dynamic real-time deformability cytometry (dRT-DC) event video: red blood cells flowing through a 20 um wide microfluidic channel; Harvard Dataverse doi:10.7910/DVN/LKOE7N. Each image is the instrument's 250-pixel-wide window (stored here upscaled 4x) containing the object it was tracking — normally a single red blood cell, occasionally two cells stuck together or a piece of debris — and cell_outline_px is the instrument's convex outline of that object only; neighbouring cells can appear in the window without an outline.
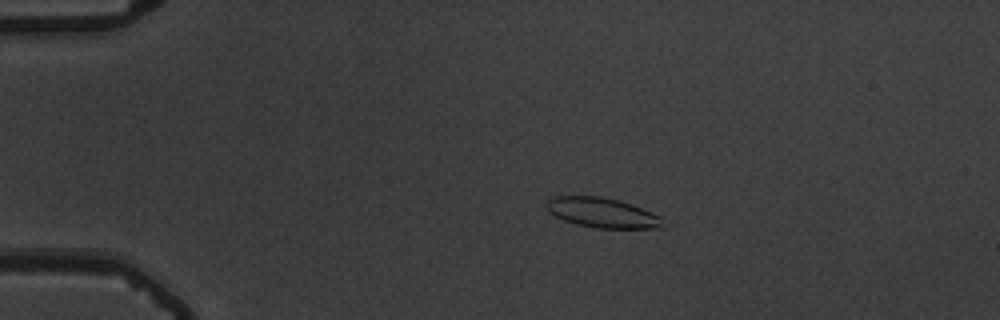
{"species": "common noctule bat (a hibernating species)", "species_latin": "Nyctalus noctula", "temperature_condition": "warm", "stored_images_in_passage": 18, "camera_frame_rate_fps": 3000, "um_per_image_px": 0.085, "animal": {"sex": "male", "body_mass_g": 19.5, "forearm_length_mm": 54.6}, "frame": {"image": 1, "passage_image": 11, "time_ms": 3.333, "image_size_px": [1000, 320], "cell_outline_px": [[668, 228], [596, 228], [576, 224], [564, 220], [548, 212], [544, 204], [552, 196], [600, 196], [620, 200], [632, 204], [660, 216]], "centroid_in_image_um": [51.2, 18.08], "position_along_channel_um": 33.8, "area_um2": 20.52}}